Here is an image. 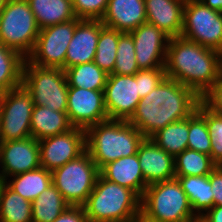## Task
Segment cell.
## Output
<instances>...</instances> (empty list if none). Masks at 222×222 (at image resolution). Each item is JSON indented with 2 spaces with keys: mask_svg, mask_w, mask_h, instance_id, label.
Listing matches in <instances>:
<instances>
[{
  "mask_svg": "<svg viewBox=\"0 0 222 222\" xmlns=\"http://www.w3.org/2000/svg\"><path fill=\"white\" fill-rule=\"evenodd\" d=\"M200 102L191 88L165 77L139 101L128 122L146 138H151L168 124L188 118Z\"/></svg>",
  "mask_w": 222,
  "mask_h": 222,
  "instance_id": "6da1fadb",
  "label": "cell"
},
{
  "mask_svg": "<svg viewBox=\"0 0 222 222\" xmlns=\"http://www.w3.org/2000/svg\"><path fill=\"white\" fill-rule=\"evenodd\" d=\"M40 164L48 171L63 166L86 150V130L75 128L38 141Z\"/></svg>",
  "mask_w": 222,
  "mask_h": 222,
  "instance_id": "7c38bea8",
  "label": "cell"
},
{
  "mask_svg": "<svg viewBox=\"0 0 222 222\" xmlns=\"http://www.w3.org/2000/svg\"><path fill=\"white\" fill-rule=\"evenodd\" d=\"M216 167L211 156L188 148L175 157V177L206 176Z\"/></svg>",
  "mask_w": 222,
  "mask_h": 222,
  "instance_id": "4dcf8cb0",
  "label": "cell"
},
{
  "mask_svg": "<svg viewBox=\"0 0 222 222\" xmlns=\"http://www.w3.org/2000/svg\"><path fill=\"white\" fill-rule=\"evenodd\" d=\"M1 190H2V180L0 179V193H1Z\"/></svg>",
  "mask_w": 222,
  "mask_h": 222,
  "instance_id": "bcb514c9",
  "label": "cell"
},
{
  "mask_svg": "<svg viewBox=\"0 0 222 222\" xmlns=\"http://www.w3.org/2000/svg\"><path fill=\"white\" fill-rule=\"evenodd\" d=\"M41 167L38 140L29 137L23 140L0 142V179L32 171Z\"/></svg>",
  "mask_w": 222,
  "mask_h": 222,
  "instance_id": "2e32d148",
  "label": "cell"
},
{
  "mask_svg": "<svg viewBox=\"0 0 222 222\" xmlns=\"http://www.w3.org/2000/svg\"><path fill=\"white\" fill-rule=\"evenodd\" d=\"M180 36L222 53V12L204 3H185Z\"/></svg>",
  "mask_w": 222,
  "mask_h": 222,
  "instance_id": "30bf717a",
  "label": "cell"
},
{
  "mask_svg": "<svg viewBox=\"0 0 222 222\" xmlns=\"http://www.w3.org/2000/svg\"><path fill=\"white\" fill-rule=\"evenodd\" d=\"M103 26L101 20L81 19L77 23L67 48L65 69L94 61L100 29Z\"/></svg>",
  "mask_w": 222,
  "mask_h": 222,
  "instance_id": "ac0fdd59",
  "label": "cell"
},
{
  "mask_svg": "<svg viewBox=\"0 0 222 222\" xmlns=\"http://www.w3.org/2000/svg\"><path fill=\"white\" fill-rule=\"evenodd\" d=\"M135 58V45L130 33L119 36L116 50V62L112 74L135 75L139 71Z\"/></svg>",
  "mask_w": 222,
  "mask_h": 222,
  "instance_id": "836d02e7",
  "label": "cell"
},
{
  "mask_svg": "<svg viewBox=\"0 0 222 222\" xmlns=\"http://www.w3.org/2000/svg\"><path fill=\"white\" fill-rule=\"evenodd\" d=\"M51 173L52 184L70 206L85 204L100 174L87 150Z\"/></svg>",
  "mask_w": 222,
  "mask_h": 222,
  "instance_id": "ba28073f",
  "label": "cell"
},
{
  "mask_svg": "<svg viewBox=\"0 0 222 222\" xmlns=\"http://www.w3.org/2000/svg\"><path fill=\"white\" fill-rule=\"evenodd\" d=\"M24 61L18 51L0 43V94L22 85Z\"/></svg>",
  "mask_w": 222,
  "mask_h": 222,
  "instance_id": "4316f807",
  "label": "cell"
},
{
  "mask_svg": "<svg viewBox=\"0 0 222 222\" xmlns=\"http://www.w3.org/2000/svg\"><path fill=\"white\" fill-rule=\"evenodd\" d=\"M189 117L173 122L156 132L151 139L168 154L176 157L187 149Z\"/></svg>",
  "mask_w": 222,
  "mask_h": 222,
  "instance_id": "f1b7e54d",
  "label": "cell"
},
{
  "mask_svg": "<svg viewBox=\"0 0 222 222\" xmlns=\"http://www.w3.org/2000/svg\"><path fill=\"white\" fill-rule=\"evenodd\" d=\"M141 210L160 222H194L199 219L177 178L148 185L141 198Z\"/></svg>",
  "mask_w": 222,
  "mask_h": 222,
  "instance_id": "5b68a950",
  "label": "cell"
},
{
  "mask_svg": "<svg viewBox=\"0 0 222 222\" xmlns=\"http://www.w3.org/2000/svg\"><path fill=\"white\" fill-rule=\"evenodd\" d=\"M69 206L52 184L32 202V222H53Z\"/></svg>",
  "mask_w": 222,
  "mask_h": 222,
  "instance_id": "83f0119b",
  "label": "cell"
},
{
  "mask_svg": "<svg viewBox=\"0 0 222 222\" xmlns=\"http://www.w3.org/2000/svg\"><path fill=\"white\" fill-rule=\"evenodd\" d=\"M53 222H88L83 206H69Z\"/></svg>",
  "mask_w": 222,
  "mask_h": 222,
  "instance_id": "f35d334b",
  "label": "cell"
},
{
  "mask_svg": "<svg viewBox=\"0 0 222 222\" xmlns=\"http://www.w3.org/2000/svg\"><path fill=\"white\" fill-rule=\"evenodd\" d=\"M137 155L147 186L175 178V157L160 148L151 138L143 140Z\"/></svg>",
  "mask_w": 222,
  "mask_h": 222,
  "instance_id": "e0dca14e",
  "label": "cell"
},
{
  "mask_svg": "<svg viewBox=\"0 0 222 222\" xmlns=\"http://www.w3.org/2000/svg\"><path fill=\"white\" fill-rule=\"evenodd\" d=\"M204 4L211 9L222 12V0H206Z\"/></svg>",
  "mask_w": 222,
  "mask_h": 222,
  "instance_id": "7bdbcfd3",
  "label": "cell"
},
{
  "mask_svg": "<svg viewBox=\"0 0 222 222\" xmlns=\"http://www.w3.org/2000/svg\"><path fill=\"white\" fill-rule=\"evenodd\" d=\"M194 222H203V221L199 218L198 220H196Z\"/></svg>",
  "mask_w": 222,
  "mask_h": 222,
  "instance_id": "7dc6e473",
  "label": "cell"
},
{
  "mask_svg": "<svg viewBox=\"0 0 222 222\" xmlns=\"http://www.w3.org/2000/svg\"><path fill=\"white\" fill-rule=\"evenodd\" d=\"M147 22L170 38L180 36L183 26L184 0H144Z\"/></svg>",
  "mask_w": 222,
  "mask_h": 222,
  "instance_id": "ffe728a7",
  "label": "cell"
},
{
  "mask_svg": "<svg viewBox=\"0 0 222 222\" xmlns=\"http://www.w3.org/2000/svg\"><path fill=\"white\" fill-rule=\"evenodd\" d=\"M123 32L103 26L100 29L94 63L99 66L106 74L113 73L116 62V50L119 36Z\"/></svg>",
  "mask_w": 222,
  "mask_h": 222,
  "instance_id": "1f68e13d",
  "label": "cell"
},
{
  "mask_svg": "<svg viewBox=\"0 0 222 222\" xmlns=\"http://www.w3.org/2000/svg\"><path fill=\"white\" fill-rule=\"evenodd\" d=\"M68 87L104 90L108 74L94 62L79 64L64 70Z\"/></svg>",
  "mask_w": 222,
  "mask_h": 222,
  "instance_id": "f546056e",
  "label": "cell"
},
{
  "mask_svg": "<svg viewBox=\"0 0 222 222\" xmlns=\"http://www.w3.org/2000/svg\"><path fill=\"white\" fill-rule=\"evenodd\" d=\"M0 222H32V202L11 190L2 181Z\"/></svg>",
  "mask_w": 222,
  "mask_h": 222,
  "instance_id": "484cf974",
  "label": "cell"
},
{
  "mask_svg": "<svg viewBox=\"0 0 222 222\" xmlns=\"http://www.w3.org/2000/svg\"><path fill=\"white\" fill-rule=\"evenodd\" d=\"M131 222H160L156 219L149 217L142 210H140L135 217L131 220Z\"/></svg>",
  "mask_w": 222,
  "mask_h": 222,
  "instance_id": "b9f144b4",
  "label": "cell"
},
{
  "mask_svg": "<svg viewBox=\"0 0 222 222\" xmlns=\"http://www.w3.org/2000/svg\"><path fill=\"white\" fill-rule=\"evenodd\" d=\"M222 53L177 36L170 38L164 70L166 77L191 88L200 98L216 82Z\"/></svg>",
  "mask_w": 222,
  "mask_h": 222,
  "instance_id": "7a4b0ae2",
  "label": "cell"
},
{
  "mask_svg": "<svg viewBox=\"0 0 222 222\" xmlns=\"http://www.w3.org/2000/svg\"><path fill=\"white\" fill-rule=\"evenodd\" d=\"M205 121L212 141L211 159L217 166H222V114L205 107Z\"/></svg>",
  "mask_w": 222,
  "mask_h": 222,
  "instance_id": "e575fe53",
  "label": "cell"
},
{
  "mask_svg": "<svg viewBox=\"0 0 222 222\" xmlns=\"http://www.w3.org/2000/svg\"><path fill=\"white\" fill-rule=\"evenodd\" d=\"M4 183L25 200L33 202L52 185V173L44 167L6 178Z\"/></svg>",
  "mask_w": 222,
  "mask_h": 222,
  "instance_id": "603a6c76",
  "label": "cell"
},
{
  "mask_svg": "<svg viewBox=\"0 0 222 222\" xmlns=\"http://www.w3.org/2000/svg\"><path fill=\"white\" fill-rule=\"evenodd\" d=\"M166 77L164 68L143 69L135 74L139 96L142 99L149 94Z\"/></svg>",
  "mask_w": 222,
  "mask_h": 222,
  "instance_id": "8d00e7d4",
  "label": "cell"
},
{
  "mask_svg": "<svg viewBox=\"0 0 222 222\" xmlns=\"http://www.w3.org/2000/svg\"><path fill=\"white\" fill-rule=\"evenodd\" d=\"M185 3L201 4L205 3L206 0H184Z\"/></svg>",
  "mask_w": 222,
  "mask_h": 222,
  "instance_id": "ee69618b",
  "label": "cell"
},
{
  "mask_svg": "<svg viewBox=\"0 0 222 222\" xmlns=\"http://www.w3.org/2000/svg\"><path fill=\"white\" fill-rule=\"evenodd\" d=\"M80 20L75 18L68 22L40 29L34 48L26 59L40 67L65 70L67 48L73 38L76 25Z\"/></svg>",
  "mask_w": 222,
  "mask_h": 222,
  "instance_id": "8fae6325",
  "label": "cell"
},
{
  "mask_svg": "<svg viewBox=\"0 0 222 222\" xmlns=\"http://www.w3.org/2000/svg\"><path fill=\"white\" fill-rule=\"evenodd\" d=\"M31 94L23 85L0 94V142L31 137Z\"/></svg>",
  "mask_w": 222,
  "mask_h": 222,
  "instance_id": "9c48e42d",
  "label": "cell"
},
{
  "mask_svg": "<svg viewBox=\"0 0 222 222\" xmlns=\"http://www.w3.org/2000/svg\"><path fill=\"white\" fill-rule=\"evenodd\" d=\"M145 138L128 121L107 119L86 130V150L100 170L119 158L137 154Z\"/></svg>",
  "mask_w": 222,
  "mask_h": 222,
  "instance_id": "3957f363",
  "label": "cell"
},
{
  "mask_svg": "<svg viewBox=\"0 0 222 222\" xmlns=\"http://www.w3.org/2000/svg\"><path fill=\"white\" fill-rule=\"evenodd\" d=\"M129 33L135 45V58L139 69L164 68L170 37L148 22Z\"/></svg>",
  "mask_w": 222,
  "mask_h": 222,
  "instance_id": "9a60e30c",
  "label": "cell"
},
{
  "mask_svg": "<svg viewBox=\"0 0 222 222\" xmlns=\"http://www.w3.org/2000/svg\"><path fill=\"white\" fill-rule=\"evenodd\" d=\"M181 184L182 190L186 193L192 211L200 218L214 206V195L209 175L175 177Z\"/></svg>",
  "mask_w": 222,
  "mask_h": 222,
  "instance_id": "d4e9b609",
  "label": "cell"
},
{
  "mask_svg": "<svg viewBox=\"0 0 222 222\" xmlns=\"http://www.w3.org/2000/svg\"><path fill=\"white\" fill-rule=\"evenodd\" d=\"M83 208L88 222H131L141 210V198L99 174Z\"/></svg>",
  "mask_w": 222,
  "mask_h": 222,
  "instance_id": "277c9868",
  "label": "cell"
},
{
  "mask_svg": "<svg viewBox=\"0 0 222 222\" xmlns=\"http://www.w3.org/2000/svg\"><path fill=\"white\" fill-rule=\"evenodd\" d=\"M99 173L104 179L133 190L140 198L147 188L137 154L110 162Z\"/></svg>",
  "mask_w": 222,
  "mask_h": 222,
  "instance_id": "44dd1931",
  "label": "cell"
},
{
  "mask_svg": "<svg viewBox=\"0 0 222 222\" xmlns=\"http://www.w3.org/2000/svg\"><path fill=\"white\" fill-rule=\"evenodd\" d=\"M103 92L109 119L128 121L141 100L135 75H108Z\"/></svg>",
  "mask_w": 222,
  "mask_h": 222,
  "instance_id": "4fadbf2b",
  "label": "cell"
},
{
  "mask_svg": "<svg viewBox=\"0 0 222 222\" xmlns=\"http://www.w3.org/2000/svg\"><path fill=\"white\" fill-rule=\"evenodd\" d=\"M109 0H72L73 9L79 19L101 20Z\"/></svg>",
  "mask_w": 222,
  "mask_h": 222,
  "instance_id": "d590c367",
  "label": "cell"
},
{
  "mask_svg": "<svg viewBox=\"0 0 222 222\" xmlns=\"http://www.w3.org/2000/svg\"><path fill=\"white\" fill-rule=\"evenodd\" d=\"M209 180L214 195V206H222V166H217L209 174Z\"/></svg>",
  "mask_w": 222,
  "mask_h": 222,
  "instance_id": "ab89813d",
  "label": "cell"
},
{
  "mask_svg": "<svg viewBox=\"0 0 222 222\" xmlns=\"http://www.w3.org/2000/svg\"><path fill=\"white\" fill-rule=\"evenodd\" d=\"M6 2H7V0H0V13H1L3 7L5 6Z\"/></svg>",
  "mask_w": 222,
  "mask_h": 222,
  "instance_id": "f6af8a7d",
  "label": "cell"
},
{
  "mask_svg": "<svg viewBox=\"0 0 222 222\" xmlns=\"http://www.w3.org/2000/svg\"><path fill=\"white\" fill-rule=\"evenodd\" d=\"M22 85L31 94L34 105L66 112L69 87L63 69L40 67L25 58Z\"/></svg>",
  "mask_w": 222,
  "mask_h": 222,
  "instance_id": "8992f818",
  "label": "cell"
},
{
  "mask_svg": "<svg viewBox=\"0 0 222 222\" xmlns=\"http://www.w3.org/2000/svg\"><path fill=\"white\" fill-rule=\"evenodd\" d=\"M101 22L109 28L129 33L147 22L144 0H109Z\"/></svg>",
  "mask_w": 222,
  "mask_h": 222,
  "instance_id": "d6986e66",
  "label": "cell"
},
{
  "mask_svg": "<svg viewBox=\"0 0 222 222\" xmlns=\"http://www.w3.org/2000/svg\"><path fill=\"white\" fill-rule=\"evenodd\" d=\"M103 91L78 87L68 88L66 113L73 127L87 130L89 127L109 119Z\"/></svg>",
  "mask_w": 222,
  "mask_h": 222,
  "instance_id": "5bb4252c",
  "label": "cell"
},
{
  "mask_svg": "<svg viewBox=\"0 0 222 222\" xmlns=\"http://www.w3.org/2000/svg\"><path fill=\"white\" fill-rule=\"evenodd\" d=\"M212 141L205 121V106L200 102L189 116L187 148L210 156Z\"/></svg>",
  "mask_w": 222,
  "mask_h": 222,
  "instance_id": "d6a6232c",
  "label": "cell"
},
{
  "mask_svg": "<svg viewBox=\"0 0 222 222\" xmlns=\"http://www.w3.org/2000/svg\"><path fill=\"white\" fill-rule=\"evenodd\" d=\"M39 33L40 28L27 0H7L0 13V43L27 58Z\"/></svg>",
  "mask_w": 222,
  "mask_h": 222,
  "instance_id": "52a82bcc",
  "label": "cell"
},
{
  "mask_svg": "<svg viewBox=\"0 0 222 222\" xmlns=\"http://www.w3.org/2000/svg\"><path fill=\"white\" fill-rule=\"evenodd\" d=\"M31 137L41 140L73 128L68 114L48 107L34 105L31 115Z\"/></svg>",
  "mask_w": 222,
  "mask_h": 222,
  "instance_id": "7402d4cb",
  "label": "cell"
},
{
  "mask_svg": "<svg viewBox=\"0 0 222 222\" xmlns=\"http://www.w3.org/2000/svg\"><path fill=\"white\" fill-rule=\"evenodd\" d=\"M200 101L211 112L222 114V64L216 82L205 92Z\"/></svg>",
  "mask_w": 222,
  "mask_h": 222,
  "instance_id": "74e56055",
  "label": "cell"
},
{
  "mask_svg": "<svg viewBox=\"0 0 222 222\" xmlns=\"http://www.w3.org/2000/svg\"><path fill=\"white\" fill-rule=\"evenodd\" d=\"M200 219L203 222H222V206H213Z\"/></svg>",
  "mask_w": 222,
  "mask_h": 222,
  "instance_id": "60d3db41",
  "label": "cell"
},
{
  "mask_svg": "<svg viewBox=\"0 0 222 222\" xmlns=\"http://www.w3.org/2000/svg\"><path fill=\"white\" fill-rule=\"evenodd\" d=\"M40 29L76 17L72 0H27Z\"/></svg>",
  "mask_w": 222,
  "mask_h": 222,
  "instance_id": "cb8c5ba5",
  "label": "cell"
}]
</instances>
